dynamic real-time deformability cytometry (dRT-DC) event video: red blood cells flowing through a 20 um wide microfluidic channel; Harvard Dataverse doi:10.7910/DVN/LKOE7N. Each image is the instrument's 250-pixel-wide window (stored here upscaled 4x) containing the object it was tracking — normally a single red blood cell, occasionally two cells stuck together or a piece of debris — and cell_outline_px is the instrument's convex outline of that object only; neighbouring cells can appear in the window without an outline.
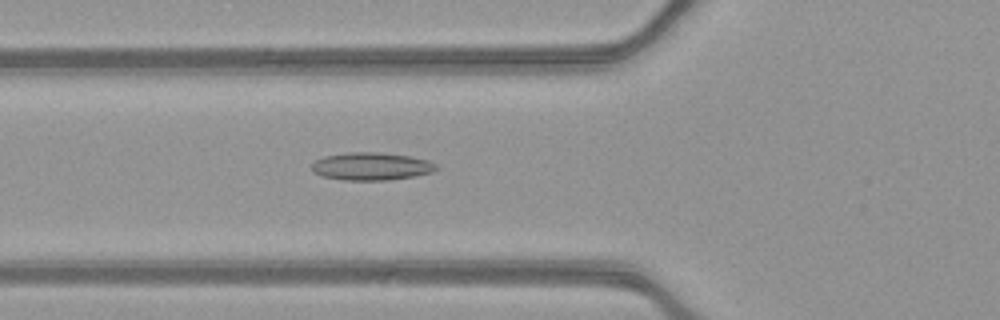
{"species": "common noctule bat (a hibernating species)", "species_latin": "Nyctalus noctula", "temperature_condition": "warm", "stored_images_in_passage": 52, "camera_frame_rate_fps": 3000, "um_per_image_px": 0.085, "animal": {"sex": "female", "body_mass_g": 21.9}, "frame": {"image": 1, "passage_image": 19, "time_ms": 6.0, "image_size_px": [1000, 320], "cell_outline_px": [[440, 168], [432, 172], [416, 176], [388, 180], [344, 180], [320, 176], [312, 168], [312, 164], [316, 160], [324, 156], [348, 152], [376, 152], [408, 156], [428, 160], [436, 164]], "centroid_in_image_um": [31.59, 14.14], "position_along_channel_um": 94.2, "area_um2": 20.11}}
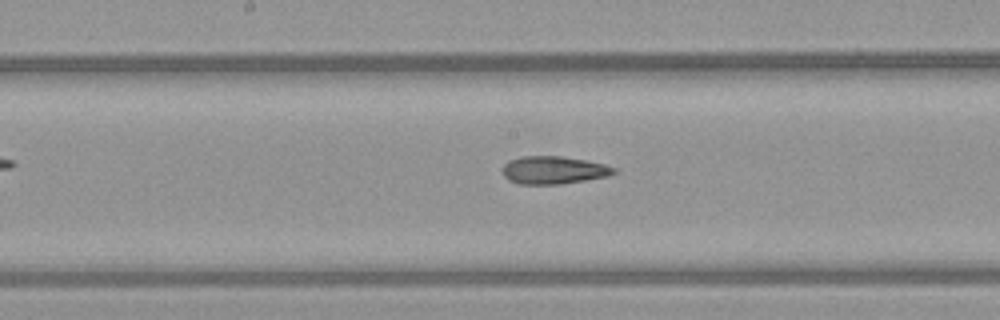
{"frame": {"image": 2, "passage_image": 27, "time_ms": 8.667, "image_size_px": [1000, 320], "cell_outline_px": [[616, 172], [608, 176], [560, 184], [520, 184], [508, 180], [504, 176], [504, 164], [508, 160], [524, 156], [560, 156], [584, 160], [604, 164], [616, 168]], "centroid_in_image_um": [47.05, 14.46], "position_along_channel_um": 201.2, "area_um2": 17.86}}
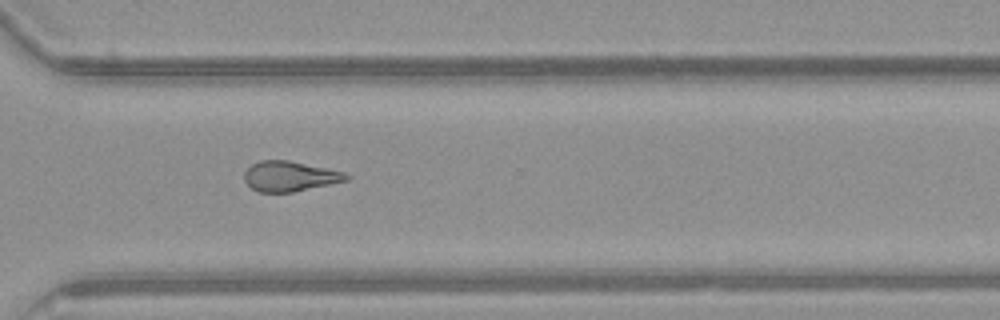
{"frame": {"image": 3, "passage_image": 38, "time_ms": 12.333, "image_size_px": [1000, 320], "cell_outline_px": [[352, 176], [348, 180], [292, 192], [256, 192], [244, 180], [244, 172], [252, 164], [260, 160], [288, 160], [344, 172]], "centroid_in_image_um": [24.62, 14.98], "position_along_channel_um": 346.0, "area_um2": 17.8}, "authors_computed_cell_mechanics": {"area_um2": 19.1029, "velocity_mm_per_s": 3.967, "shape_relaxation_time_tau1_ms": null, "shape_relaxation_time_tau2_ms": 4.0383, "deformation_change_tau1": null, "deformation_change_tau2": 0.1418}}